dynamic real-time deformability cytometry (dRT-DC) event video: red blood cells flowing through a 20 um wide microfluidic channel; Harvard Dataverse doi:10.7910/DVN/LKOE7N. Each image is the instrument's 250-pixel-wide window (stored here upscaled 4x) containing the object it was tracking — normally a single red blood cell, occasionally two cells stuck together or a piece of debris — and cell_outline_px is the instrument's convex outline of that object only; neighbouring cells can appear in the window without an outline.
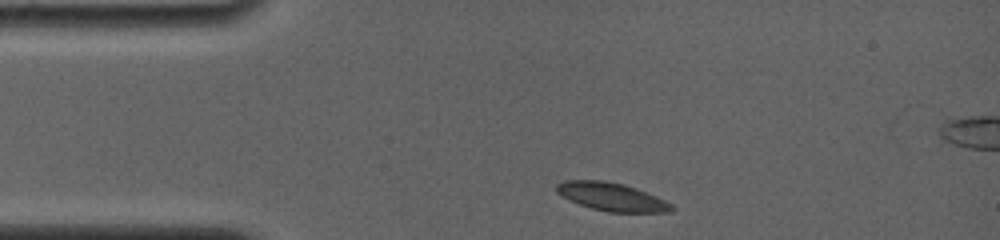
{"species": "common noctule bat (a hibernating species)", "species_latin": "Nyctalus noctula", "temperature_condition": "room temperature", "stored_images_in_passage": 5, "camera_frame_rate_fps": 4000, "um_per_image_px": 0.085, "animal": {"sex": "female", "body_mass_g": 19.0, "forearm_length_mm": 56.7}, "frame": {"image": 1, "passage_image": 1, "time_ms": 0.0, "image_size_px": [1000, 240], "cell_outline_px": [[676, 208], [672, 212], [608, 212], [592, 208], [580, 204], [556, 192], [556, 184], [564, 180], [604, 180], [624, 184], [636, 188], [656, 196], [672, 204]], "centroid_in_image_um": [52.03, 16.72], "position_along_channel_um": 33.0, "area_um2": 18.79}}
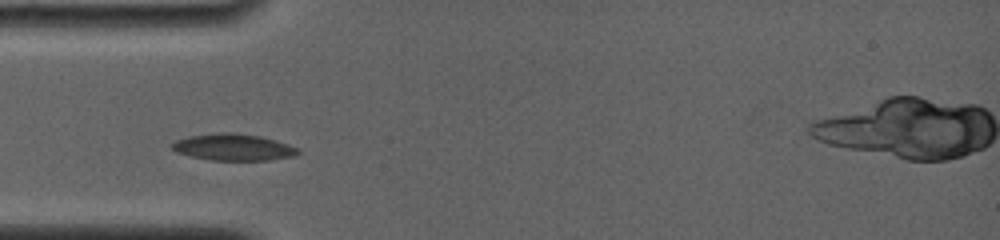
{"frame": {"image": 2, "passage_image": 3, "time_ms": 1.75, "image_size_px": [1000, 240], "cell_outline_px": [[300, 152], [292, 156], [268, 160], [212, 160], [192, 156], [176, 152], [168, 144], [176, 140], [188, 136], [216, 132], [232, 132], [260, 136], [288, 144], [300, 148]], "centroid_in_image_um": [19.8, 12.5], "position_along_channel_um": 65.2, "area_um2": 19.59}}
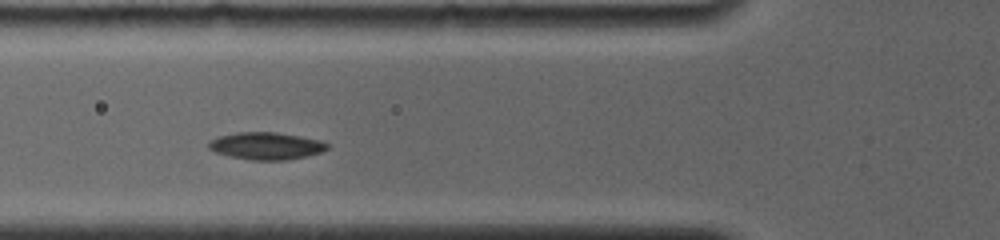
{"frame": {"image": 3, "passage_image": 4, "time_ms": 2.75, "image_size_px": [1000, 240], "cell_outline_px": [[328, 148], [320, 152], [308, 156], [288, 160], [252, 160], [228, 156], [216, 152], [208, 148], [208, 144], [216, 136], [236, 132], [276, 132], [320, 140], [328, 144]], "centroid_in_image_um": [22.6, 12.4], "position_along_channel_um": 103.2, "area_um2": 18.84}}